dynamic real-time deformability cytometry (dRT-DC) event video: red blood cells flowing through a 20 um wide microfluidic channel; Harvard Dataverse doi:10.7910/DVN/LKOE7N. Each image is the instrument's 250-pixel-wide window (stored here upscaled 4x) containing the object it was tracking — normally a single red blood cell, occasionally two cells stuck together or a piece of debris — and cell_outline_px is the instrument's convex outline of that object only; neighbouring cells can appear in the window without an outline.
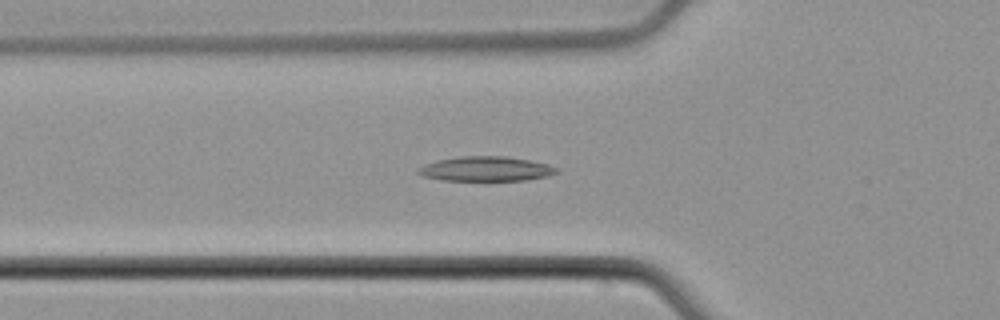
{"species": "common noctule bat (a hibernating species)", "species_latin": "Nyctalus noctula", "temperature_condition": "cold", "stored_images_in_passage": 46, "camera_frame_rate_fps": 3000, "um_per_image_px": 0.085, "animal": {"sex": "male", "body_mass_g": 21.5, "forearm_length_mm": 52.0}, "frame": {"image": 1, "passage_image": 10, "time_ms": 3.0, "image_size_px": [1000, 320], "cell_outline_px": [[560, 172], [548, 176], [528, 180], [444, 180], [424, 176], [416, 172], [424, 164], [436, 160], [460, 156], [504, 156], [532, 160], [548, 164], [560, 168]], "centroid_in_image_um": [41.37, 14.34], "position_along_channel_um": 84.4, "area_um2": 20.0}}
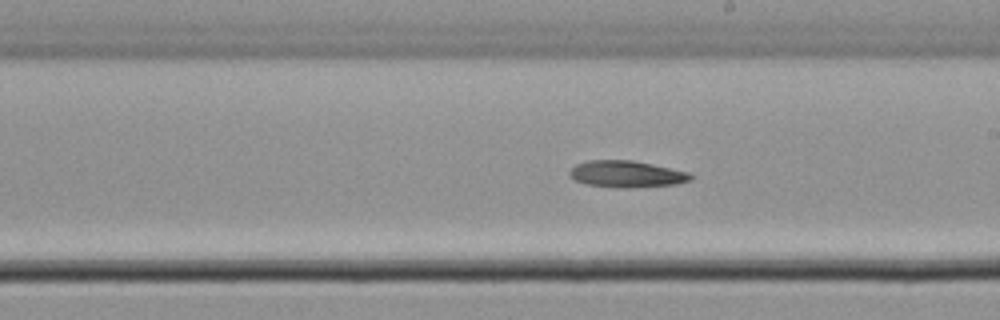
{"frame": {"image": 2, "passage_image": 22, "time_ms": 7.0, "image_size_px": [1000, 320], "cell_outline_px": [[692, 180], [676, 184], [628, 188], [616, 188], [584, 184], [568, 176], [568, 172], [576, 164], [588, 160], [632, 160], [652, 164], [688, 172], [692, 176]], "centroid_in_image_um": [53.22, 14.8], "position_along_channel_um": 235.8, "area_um2": 18.9}}
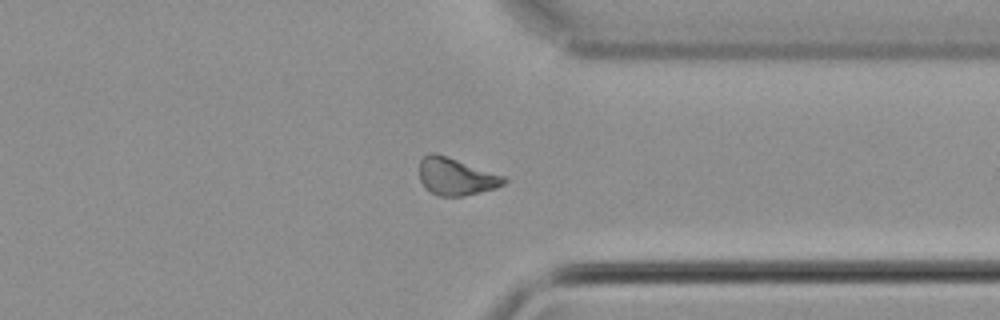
{"frame": {"image": 3, "passage_image": 33, "time_ms": 10.667, "image_size_px": [1000, 320], "cell_outline_px": [[508, 180], [504, 184], [496, 188], [464, 196], [436, 196], [424, 188], [420, 180], [420, 160], [428, 152], [432, 152], [504, 176]], "centroid_in_image_um": [38.73, 15.04], "position_along_channel_um": 372.7, "area_um2": 18.15}, "authors_computed_cell_mechanics": {"area_um2": 18.6116, "velocity_mm_per_s": 3.7864, "shape_relaxation_time_tau1_ms": null, "shape_relaxation_time_tau2_ms": 5.5272, "deformation_change_tau1": null, "deformation_change_tau2": 0.0903}}